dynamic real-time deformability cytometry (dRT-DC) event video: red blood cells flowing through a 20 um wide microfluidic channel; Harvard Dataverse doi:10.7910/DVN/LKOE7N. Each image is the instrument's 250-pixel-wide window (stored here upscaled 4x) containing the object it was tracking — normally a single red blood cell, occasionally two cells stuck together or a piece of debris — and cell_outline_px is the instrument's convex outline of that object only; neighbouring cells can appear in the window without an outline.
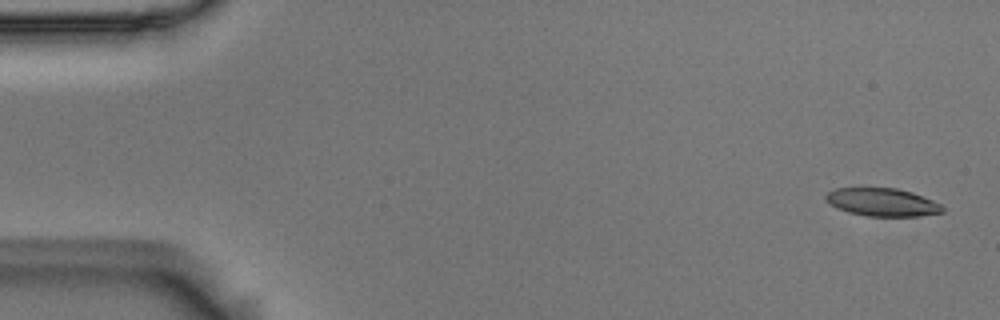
{"species": "Egyptian fruit bat (a non-hibernating species)", "species_latin": "Rousettus aegyptiacus", "temperature_condition": "room temperature", "stored_images_in_passage": 53, "camera_frame_rate_fps": 3000, "um_per_image_px": 0.085, "animal": {"sex": "male"}, "frame": {"image": 1, "passage_image": 1, "time_ms": 0.0, "image_size_px": [1000, 320], "cell_outline_px": [[944, 212], [920, 216], [868, 216], [848, 212], [836, 208], [824, 200], [824, 196], [828, 192], [836, 188], [896, 188], [912, 192], [932, 200], [940, 204], [944, 208]], "centroid_in_image_um": [74.97, 17.19], "position_along_channel_um": 10.0, "area_um2": 19.07}}
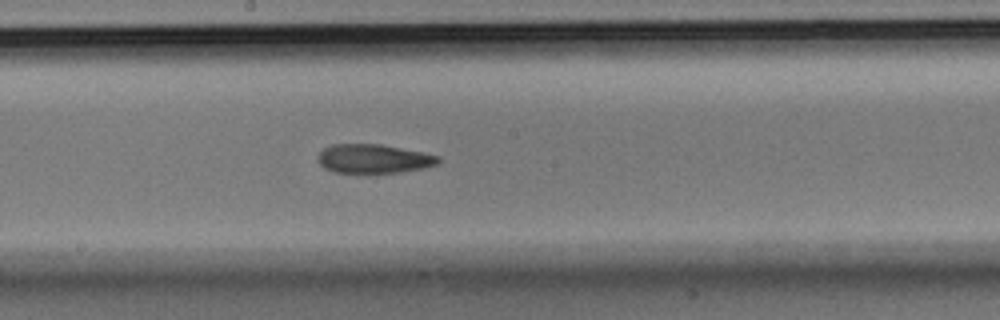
{"frame": {"image": 2, "passage_image": 28, "time_ms": 9.0, "image_size_px": [1000, 320], "cell_outline_px": [[440, 160], [436, 164], [424, 168], [400, 172], [336, 172], [324, 168], [316, 160], [316, 156], [324, 148], [332, 144], [380, 144], [424, 152], [440, 156]], "centroid_in_image_um": [31.74, 13.48], "position_along_channel_um": 216.5, "area_um2": 20.29}}
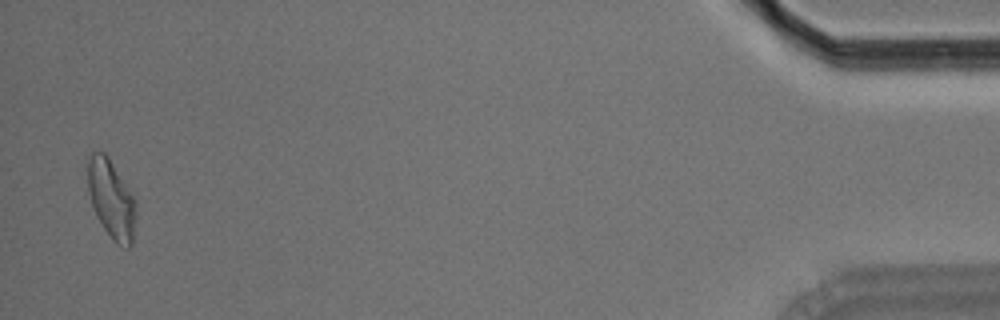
{"frame": {"image": 3, "passage_image": 52, "time_ms": 17.0, "image_size_px": [1000, 320], "cell_outline_px": [[136, 216], [132, 244], [128, 248], [124, 248], [116, 244], [112, 240], [96, 216], [88, 192], [88, 160], [92, 152], [104, 152], [108, 156], [136, 200]], "centroid_in_image_um": [9.48, 16.96], "position_along_channel_um": 425.7, "area_um2": 22.14}, "authors_computed_cell_mechanics": {"area_um2": 20.9236, "velocity_mm_per_s": 3.7067, "shape_relaxation_time_tau1_ms": null, "shape_relaxation_time_tau2_ms": 5.1035, "deformation_change_tau1": null, "deformation_change_tau2": 0.1365}}